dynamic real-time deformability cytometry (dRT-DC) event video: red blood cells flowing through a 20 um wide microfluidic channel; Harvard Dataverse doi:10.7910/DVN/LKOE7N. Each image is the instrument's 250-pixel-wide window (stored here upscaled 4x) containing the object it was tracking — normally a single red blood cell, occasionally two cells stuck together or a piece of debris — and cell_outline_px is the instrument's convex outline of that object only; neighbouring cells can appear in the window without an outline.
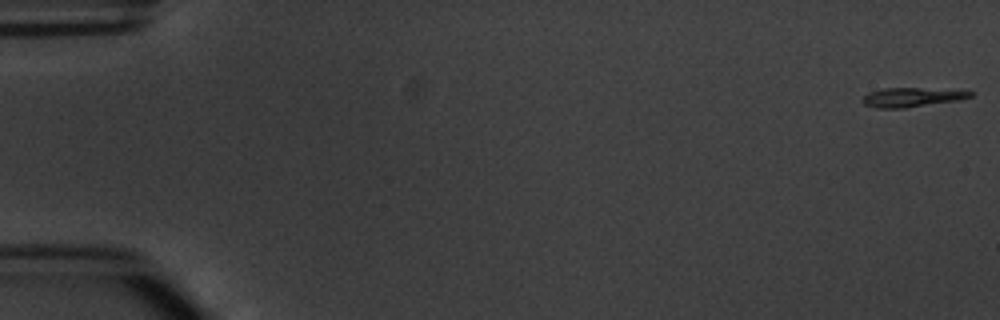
{"species": "common noctule bat (a hibernating species)", "species_latin": "Nyctalus noctula", "temperature_condition": "warm", "stored_images_in_passage": 8, "camera_frame_rate_fps": 3000, "um_per_image_px": 0.085, "animal": {"sex": "male", "body_mass_g": 20.1, "forearm_length_mm": 53.5}, "frame": {"image": 1, "passage_image": 1, "time_ms": 0.0, "image_size_px": [1000, 320], "cell_outline_px": [[972, 96], [960, 100], [904, 108], [876, 108], [864, 104], [860, 100], [868, 92], [884, 88], [920, 88], [972, 92]], "centroid_in_image_um": [77.42, 8.27], "position_along_channel_um": 7.6, "area_um2": 11.91}}
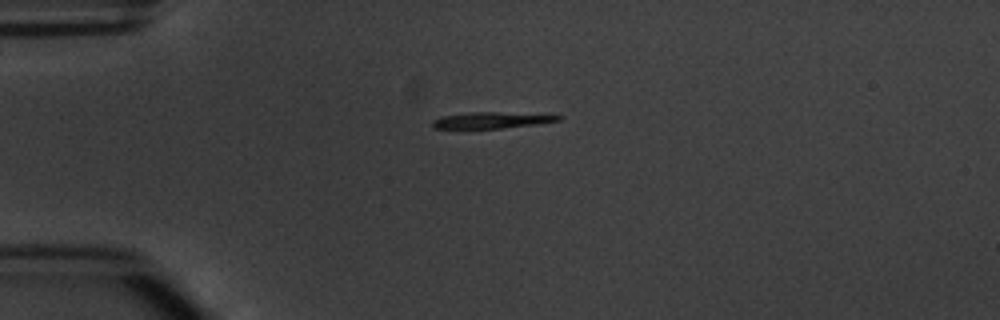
{"frame": {"image": 2, "passage_image": 4, "time_ms": 4.333, "image_size_px": [1000, 320], "cell_outline_px": [[564, 116], [560, 120], [536, 124], [500, 128], [432, 128], [432, 120], [440, 116], [472, 112], [496, 112]], "centroid_in_image_um": [41.71, 10.21], "position_along_channel_um": 43.3, "area_um2": 11.62}}
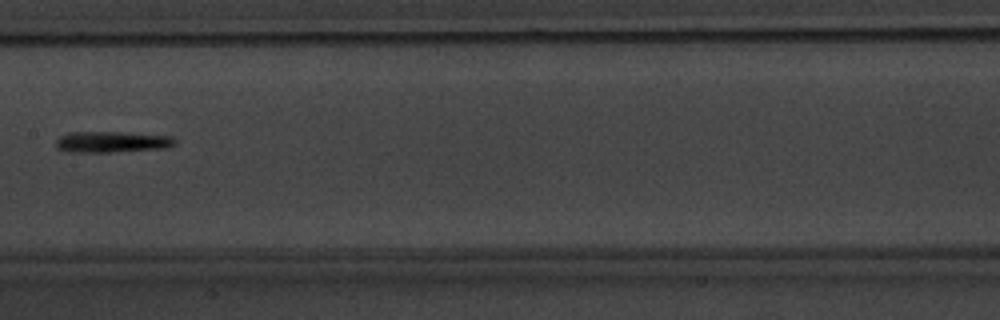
{"frame": {"image": 3, "passage_image": 8, "time_ms": 9.0, "image_size_px": [1000, 320], "cell_outline_px": [[176, 144], [168, 148], [108, 152], [68, 152], [56, 148], [56, 140], [60, 136], [68, 132], [120, 132], [172, 136], [176, 140]], "centroid_in_image_um": [9.51, 12.06], "position_along_channel_um": 197.9, "area_um2": 14.74}}